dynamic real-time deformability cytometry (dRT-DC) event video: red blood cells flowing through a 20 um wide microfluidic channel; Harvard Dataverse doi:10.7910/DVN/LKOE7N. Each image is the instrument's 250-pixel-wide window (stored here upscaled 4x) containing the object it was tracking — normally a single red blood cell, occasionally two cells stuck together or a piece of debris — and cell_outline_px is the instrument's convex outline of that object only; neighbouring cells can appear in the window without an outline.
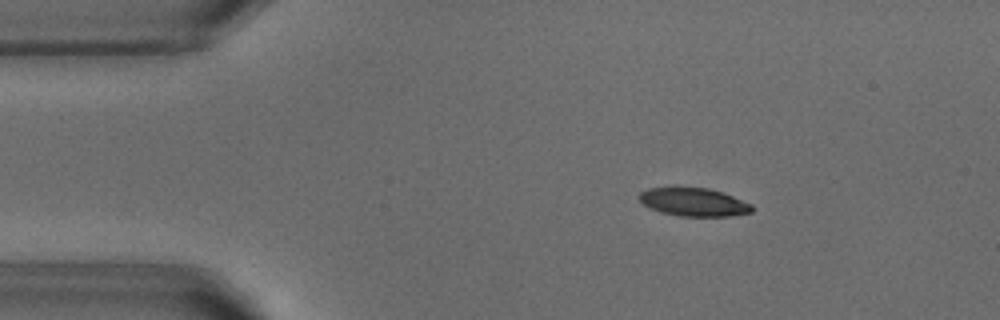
{"species": "common noctule bat (a hibernating species)", "species_latin": "Nyctalus noctula", "temperature_condition": "warm", "stored_images_in_passage": 51, "camera_frame_rate_fps": 3000, "um_per_image_px": 0.085, "animal": {"sex": "male", "body_mass_g": 18.8}, "frame": {"image": 1, "passage_image": 7, "time_ms": 2.0, "image_size_px": [1000, 320], "cell_outline_px": [[752, 212], [728, 216], [680, 216], [660, 212], [644, 204], [640, 200], [640, 192], [648, 188], [676, 184], [708, 188], [724, 192], [752, 204]], "centroid_in_image_um": [58.94, 17.12], "position_along_channel_um": 26.1, "area_um2": 19.19}}
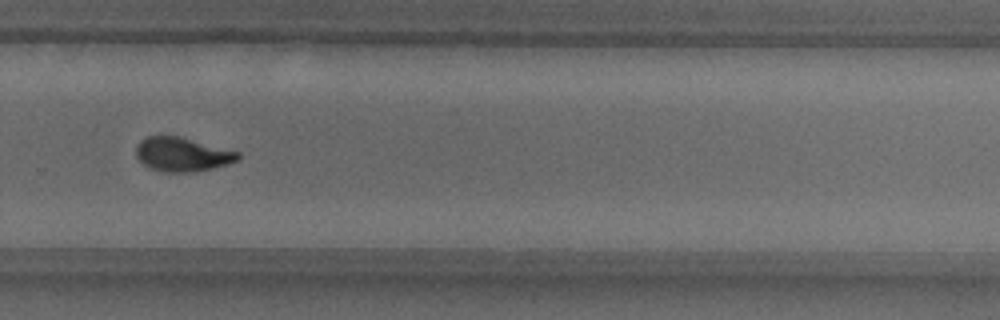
{"frame": {"image": 2, "passage_image": 34, "time_ms": 11.0, "image_size_px": [1000, 320], "cell_outline_px": [[240, 160], [228, 164], [212, 168], [192, 172], [160, 172], [148, 168], [136, 156], [136, 144], [140, 140], [148, 136], [180, 136], [240, 152]], "centroid_in_image_um": [15.49, 13.13], "position_along_channel_um": 314.3, "area_um2": 20.4}}
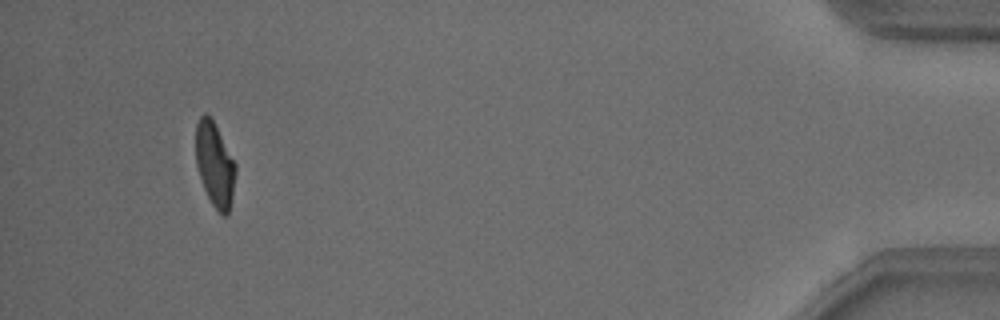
{"frame": {"image": 3, "passage_image": 48, "time_ms": 15.667, "image_size_px": [1000, 320], "cell_outline_px": [[236, 172], [232, 196], [228, 212], [224, 216], [212, 204], [204, 188], [196, 164], [196, 124], [200, 116], [204, 112], [212, 120], [236, 164]], "centroid_in_image_um": [18.25, 13.97], "position_along_channel_um": 417.0, "area_um2": 19.02}, "authors_computed_cell_mechanics": {"area_um2": 20.4612, "velocity_mm_per_s": 3.8061, "shape_relaxation_time_tau1_ms": 3.4535, "shape_relaxation_time_tau2_ms": 1.3787, "deformation_change_tau1": 0.1896, "deformation_change_tau2": 0.0776}}